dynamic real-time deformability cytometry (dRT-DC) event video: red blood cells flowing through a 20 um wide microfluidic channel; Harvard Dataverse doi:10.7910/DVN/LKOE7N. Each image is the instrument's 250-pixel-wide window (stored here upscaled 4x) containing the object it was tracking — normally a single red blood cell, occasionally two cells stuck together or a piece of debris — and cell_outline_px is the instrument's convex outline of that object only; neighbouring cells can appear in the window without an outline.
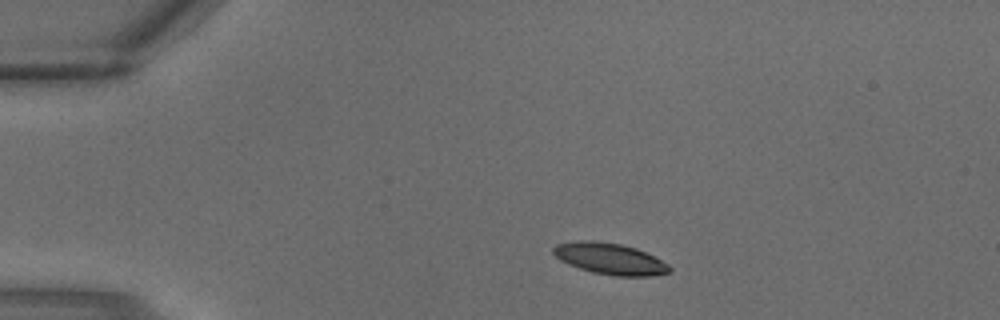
{"species": "common noctule bat (a hibernating species)", "species_latin": "Nyctalus noctula", "temperature_condition": "warm", "stored_images_in_passage": 2, "camera_frame_rate_fps": 3000, "um_per_image_px": 0.085, "animal": {"sex": "male", "body_mass_g": 18.8}, "frame": {"image": 1, "passage_image": 1, "time_ms": 0.0, "image_size_px": [1000, 320], "cell_outline_px": [[672, 272], [648, 276], [616, 276], [592, 272], [568, 264], [560, 260], [552, 252], [552, 248], [556, 244], [580, 240], [592, 240], [620, 244], [636, 248], [668, 264], [672, 268]], "centroid_in_image_um": [51.82, 21.99], "position_along_channel_um": 33.2, "area_um2": 21.1}}
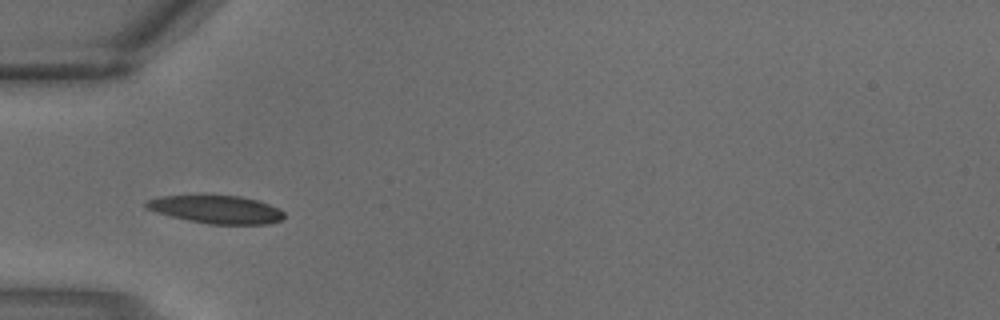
{"frame": {"image": 2, "passage_image": 2, "time_ms": 0.333, "image_size_px": [1000, 320], "cell_outline_px": [[284, 220], [268, 224], [208, 224], [188, 220], [156, 212], [144, 208], [144, 200], [160, 196], [200, 192], [240, 196], [256, 200], [280, 208], [284, 212]], "centroid_in_image_um": [18.32, 17.75], "position_along_channel_um": 66.7, "area_um2": 23.64}}